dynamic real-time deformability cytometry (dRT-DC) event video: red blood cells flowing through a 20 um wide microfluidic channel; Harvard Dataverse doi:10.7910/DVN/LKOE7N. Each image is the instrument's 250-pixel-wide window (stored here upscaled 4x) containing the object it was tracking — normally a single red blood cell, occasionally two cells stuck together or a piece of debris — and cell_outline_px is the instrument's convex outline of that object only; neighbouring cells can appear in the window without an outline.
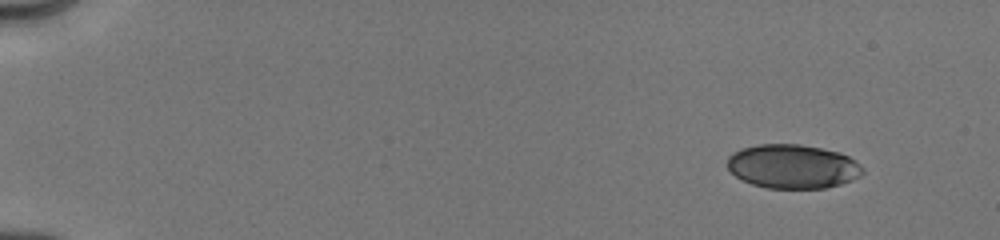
{"species": "human", "species_latin": "Homo sapiens", "temperature_condition": "cold", "stored_images_in_passage": 45, "camera_frame_rate_fps": 3000, "um_per_image_px": 0.085, "donor": {"sex": "male"}, "frame": {"image": 1, "passage_image": 1, "time_ms": 0.0, "image_size_px": [1000, 240], "cell_outline_px": [[864, 172], [860, 176], [852, 180], [840, 184], [824, 188], [768, 188], [752, 184], [736, 176], [728, 168], [728, 156], [732, 152], [740, 148], [760, 144], [800, 144], [840, 152], [856, 160], [864, 168]], "centroid_in_image_um": [67.4, 14.14], "position_along_channel_um": 17.6, "area_um2": 34.8}}
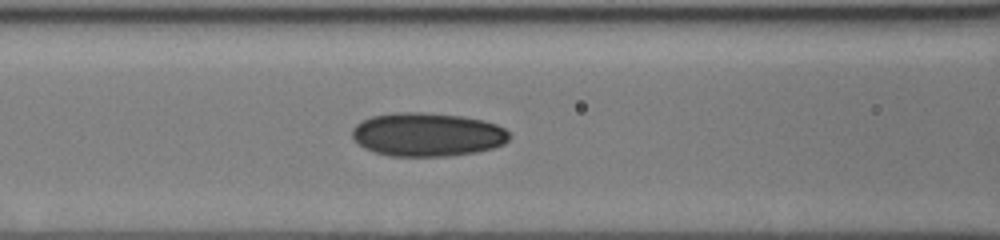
{"frame": {"image": 2, "passage_image": 19, "time_ms": 6.333, "image_size_px": [1000, 240], "cell_outline_px": [[512, 136], [504, 144], [492, 148], [476, 152], [448, 156], [388, 156], [364, 148], [352, 136], [352, 128], [360, 120], [372, 116], [396, 112], [420, 112], [464, 116], [484, 120], [496, 124], [504, 128]], "centroid_in_image_um": [36.33, 11.43], "position_along_channel_um": 130.3, "area_um2": 40.17}}
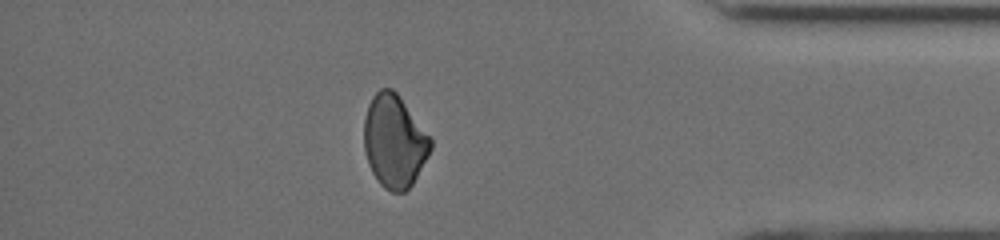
{"frame": {"image": 3, "passage_image": 38, "time_ms": 13.667, "image_size_px": [1000, 240], "cell_outline_px": [[432, 148], [428, 156], [412, 184], [404, 192], [392, 192], [384, 188], [380, 184], [372, 172], [368, 164], [364, 148], [364, 116], [368, 104], [372, 96], [380, 88], [392, 88], [396, 92], [432, 140]], "centroid_in_image_um": [33.49, 12.01], "position_along_channel_um": 401.7, "area_um2": 35.78}, "authors_computed_cell_mechanics": {"area_um2": 36.414, "velocity_mm_per_s": 4.0398, "shape_relaxation_time_tau1_ms": null, "shape_relaxation_time_tau2_ms": 4.5201, "deformation_change_tau1": null, "deformation_change_tau2": 0.0904}}